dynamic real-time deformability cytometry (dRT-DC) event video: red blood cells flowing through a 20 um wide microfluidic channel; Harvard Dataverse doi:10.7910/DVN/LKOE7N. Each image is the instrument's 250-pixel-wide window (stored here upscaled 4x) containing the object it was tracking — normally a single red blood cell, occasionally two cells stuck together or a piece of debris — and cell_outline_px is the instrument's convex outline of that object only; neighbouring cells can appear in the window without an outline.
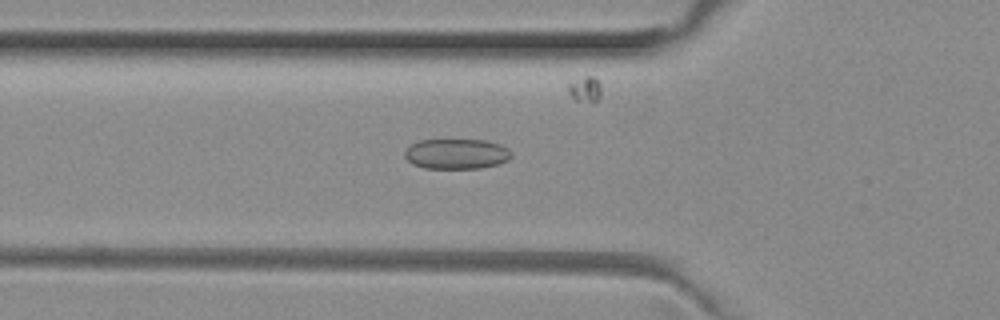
{"species": "common noctule bat (a hibernating species)", "species_latin": "Nyctalus noctula", "temperature_condition": "room temperature", "stored_images_in_passage": 37, "camera_frame_rate_fps": 3000, "um_per_image_px": 0.085, "animal": {"sex": "female", "body_mass_g": 29.2, "forearm_length_mm": 56.3}, "frame": {"image": 1, "passage_image": 10, "time_ms": 3.0, "image_size_px": [1000, 320], "cell_outline_px": [[512, 156], [508, 160], [500, 164], [480, 168], [424, 168], [412, 164], [404, 156], [404, 152], [412, 144], [420, 140], [484, 140], [500, 144], [508, 148], [512, 152]], "centroid_in_image_um": [38.83, 13.08], "position_along_channel_um": 87.0, "area_um2": 18.84}}
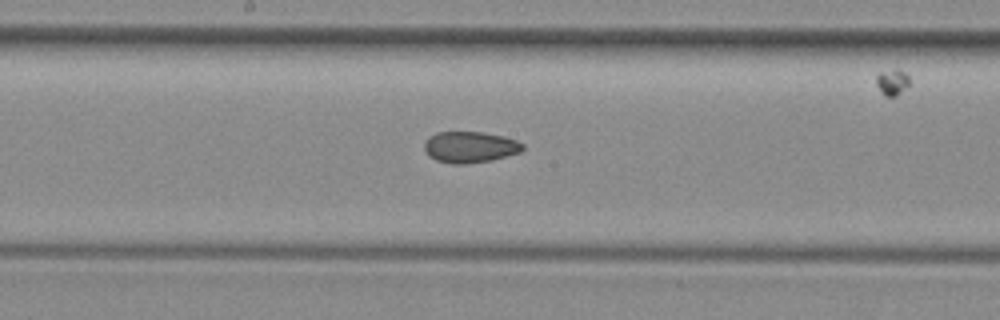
{"frame": {"image": 2, "passage_image": 19, "time_ms": 6.0, "image_size_px": [1000, 320], "cell_outline_px": [[524, 148], [520, 152], [492, 160], [464, 164], [452, 164], [436, 160], [428, 156], [424, 152], [424, 144], [428, 136], [436, 132], [480, 132], [504, 136], [516, 140], [524, 144]], "centroid_in_image_um": [39.91, 12.5], "position_along_channel_um": 208.3, "area_um2": 18.03}}
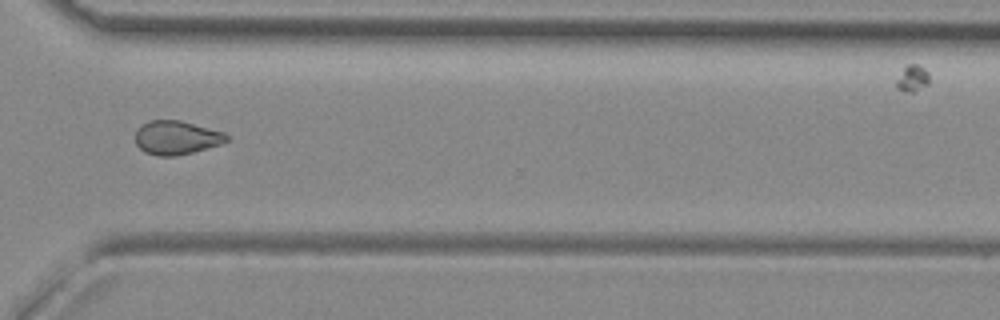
{"frame": {"image": 3, "passage_image": 30, "time_ms": 9.667, "image_size_px": [1000, 320], "cell_outline_px": [[228, 140], [220, 144], [192, 152], [176, 156], [156, 156], [144, 152], [136, 144], [136, 132], [144, 124], [152, 120], [180, 120], [224, 132], [228, 136]], "centroid_in_image_um": [15.0, 11.71], "position_along_channel_um": 355.6, "area_um2": 17.74}, "authors_computed_cell_mechanics": {"area_um2": 18.2648, "velocity_mm_per_s": 4.0222, "shape_relaxation_time_tau1_ms": null, "shape_relaxation_time_tau2_ms": 2.5207, "deformation_change_tau1": null, "deformation_change_tau2": 0.0711}}